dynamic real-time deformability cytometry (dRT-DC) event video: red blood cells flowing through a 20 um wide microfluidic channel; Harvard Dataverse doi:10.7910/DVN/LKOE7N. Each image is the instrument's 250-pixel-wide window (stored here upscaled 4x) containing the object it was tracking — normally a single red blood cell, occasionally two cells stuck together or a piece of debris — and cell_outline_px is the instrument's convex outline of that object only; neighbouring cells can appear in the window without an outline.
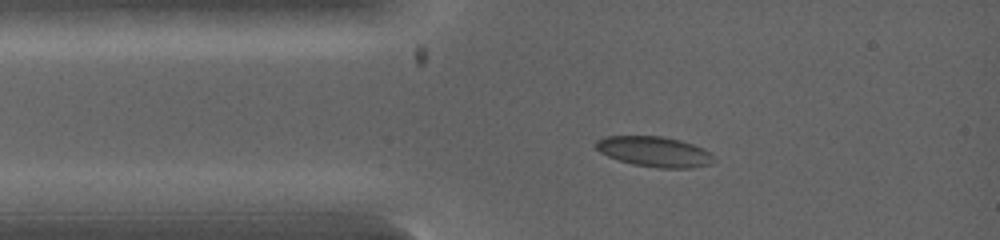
{"species": "common noctule bat (a hibernating species)", "species_latin": "Nyctalus noctula", "temperature_condition": "warm", "stored_images_in_passage": 5, "camera_frame_rate_fps": 5000, "um_per_image_px": 0.085, "animal": {"sex": "female", "body_mass_g": 19.0, "forearm_length_mm": 53.3}, "frame": {"image": 1, "passage_image": 1, "time_ms": 0.0, "image_size_px": [1000, 240], "cell_outline_px": [[716, 160], [712, 164], [692, 168], [660, 168], [632, 164], [608, 156], [600, 152], [596, 148], [596, 140], [604, 136], [664, 136], [680, 140], [704, 148]], "centroid_in_image_um": [55.64, 12.89], "position_along_channel_um": 29.4, "area_um2": 20.87}}
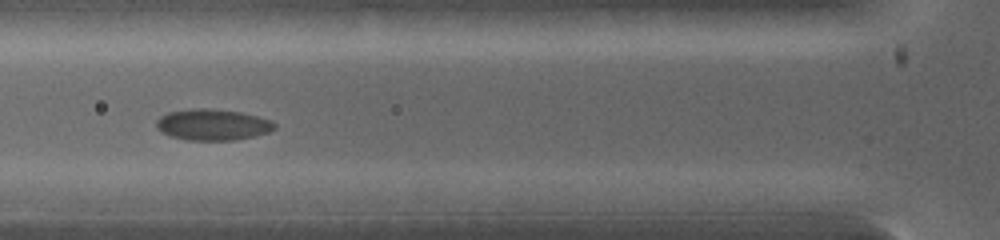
{"frame": {"image": 2, "passage_image": 4, "time_ms": 1.8, "image_size_px": [1000, 240], "cell_outline_px": [[276, 128], [268, 132], [252, 136], [232, 140], [188, 140], [172, 136], [156, 128], [156, 120], [160, 116], [168, 112], [192, 108], [212, 108], [240, 112], [272, 120], [276, 124]], "centroid_in_image_um": [18.07, 10.58], "position_along_channel_um": 107.7, "area_um2": 21.39}}
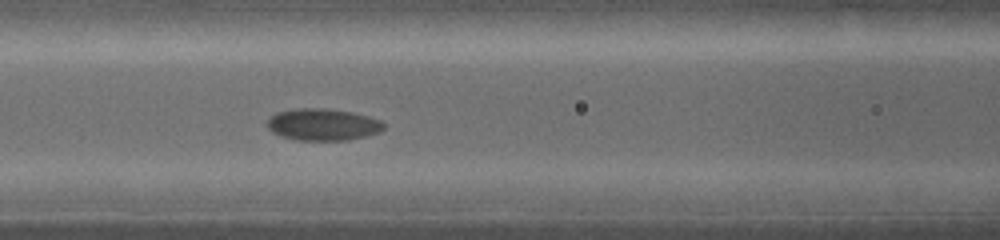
{"frame": {"image": 3, "passage_image": 5, "time_ms": 2.4, "image_size_px": [1000, 240], "cell_outline_px": [[384, 128], [380, 132], [348, 140], [296, 140], [280, 136], [272, 132], [268, 128], [268, 120], [276, 112], [292, 108], [324, 108], [352, 112], [368, 116], [380, 120], [384, 124]], "centroid_in_image_um": [27.42, 10.58], "position_along_channel_um": 139.2, "area_um2": 21.68}}